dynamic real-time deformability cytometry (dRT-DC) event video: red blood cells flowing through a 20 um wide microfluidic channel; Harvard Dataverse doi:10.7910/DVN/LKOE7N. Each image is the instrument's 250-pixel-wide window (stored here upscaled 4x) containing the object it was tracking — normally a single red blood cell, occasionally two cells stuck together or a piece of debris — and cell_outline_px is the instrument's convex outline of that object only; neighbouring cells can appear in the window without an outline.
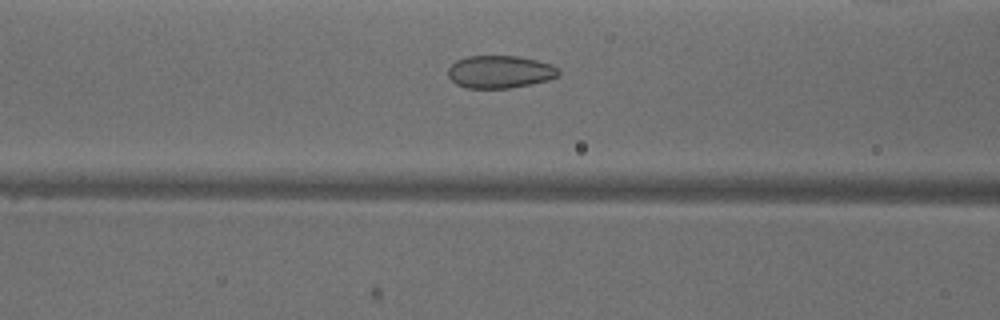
{"species": "common noctule bat (a hibernating species)", "species_latin": "Nyctalus noctula", "temperature_condition": "warm", "stored_images_in_passage": 39, "camera_frame_rate_fps": 3000, "um_per_image_px": 0.085, "animal": {"sex": "male", "body_mass_g": 18.8}, "frame": {"image": 1, "passage_image": 19, "time_ms": 6.0, "image_size_px": [1000, 320], "cell_outline_px": [[560, 72], [556, 76], [548, 80], [532, 84], [512, 88], [468, 88], [456, 84], [448, 76], [448, 68], [456, 60], [468, 56], [520, 56], [552, 64]], "centroid_in_image_um": [42.48, 6.1], "position_along_channel_um": 124.1, "area_um2": 21.04}}
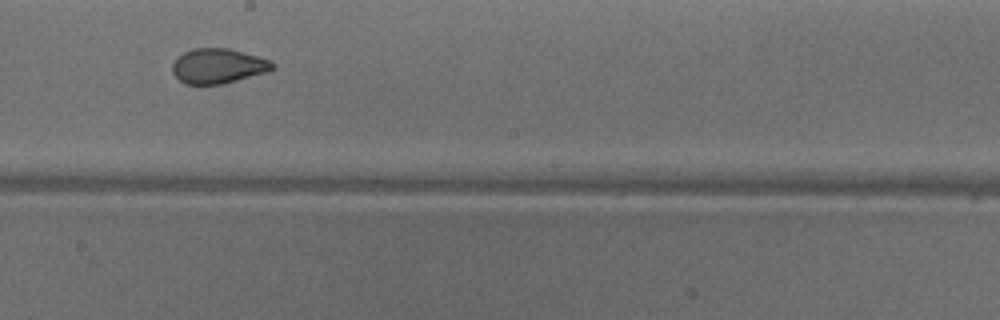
{"frame": {"image": 2, "passage_image": 27, "time_ms": 8.667, "image_size_px": [1000, 320], "cell_outline_px": [[276, 68], [268, 72], [224, 84], [184, 84], [172, 72], [172, 64], [176, 56], [192, 48], [228, 48], [272, 60], [276, 64]], "centroid_in_image_um": [18.56, 5.61], "position_along_channel_um": 229.6, "area_um2": 20.69}}
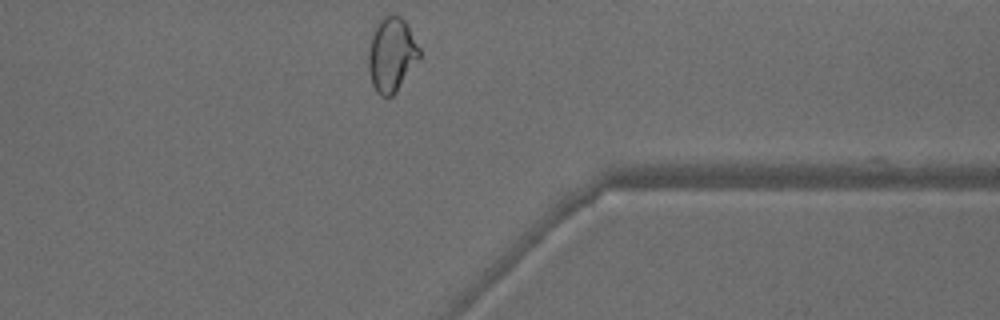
{"frame": {"image": 3, "passage_image": 39, "time_ms": 12.667, "image_size_px": [1000, 320], "cell_outline_px": [[420, 56], [396, 92], [392, 96], [380, 96], [376, 92], [372, 84], [368, 72], [368, 52], [372, 36], [380, 20], [388, 12], [392, 12], [400, 16], [404, 20], [420, 48]], "centroid_in_image_um": [33.27, 4.63], "position_along_channel_um": 378.1, "area_um2": 21.96}, "authors_computed_cell_mechanics": {"area_um2": 21.5016, "velocity_mm_per_s": 3.9539, "shape_relaxation_time_tau1_ms": null, "shape_relaxation_time_tau2_ms": 1.0972, "deformation_change_tau1": null, "deformation_change_tau2": 0.0684}}